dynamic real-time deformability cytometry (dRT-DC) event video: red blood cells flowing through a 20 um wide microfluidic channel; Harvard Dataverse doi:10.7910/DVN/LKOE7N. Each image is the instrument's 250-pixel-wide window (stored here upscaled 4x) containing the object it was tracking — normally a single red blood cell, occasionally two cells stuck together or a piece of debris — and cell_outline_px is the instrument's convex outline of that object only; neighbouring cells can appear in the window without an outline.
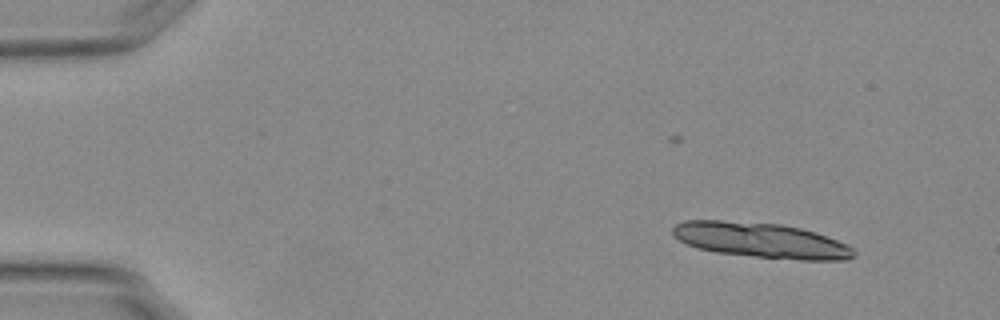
{"species": "Egyptian fruit bat (a non-hibernating species)", "species_latin": "Rousettus aegyptiacus", "temperature_condition": "warm", "stored_images_in_passage": 12, "camera_frame_rate_fps": 3000, "um_per_image_px": 0.085, "animal": {"sex": "female"}, "frame": {"image": 1, "passage_image": 1, "time_ms": 0.0, "image_size_px": [1000, 320], "cell_outline_px": [[856, 256], [848, 260], [800, 260], [756, 256], [716, 252], [696, 248], [672, 236], [672, 228], [676, 224], [684, 220], [720, 220], [780, 224], [800, 228], [816, 232], [848, 244], [856, 252]], "centroid_in_image_um": [64.71, 20.42], "position_along_channel_um": 20.3, "area_um2": 37.17}}